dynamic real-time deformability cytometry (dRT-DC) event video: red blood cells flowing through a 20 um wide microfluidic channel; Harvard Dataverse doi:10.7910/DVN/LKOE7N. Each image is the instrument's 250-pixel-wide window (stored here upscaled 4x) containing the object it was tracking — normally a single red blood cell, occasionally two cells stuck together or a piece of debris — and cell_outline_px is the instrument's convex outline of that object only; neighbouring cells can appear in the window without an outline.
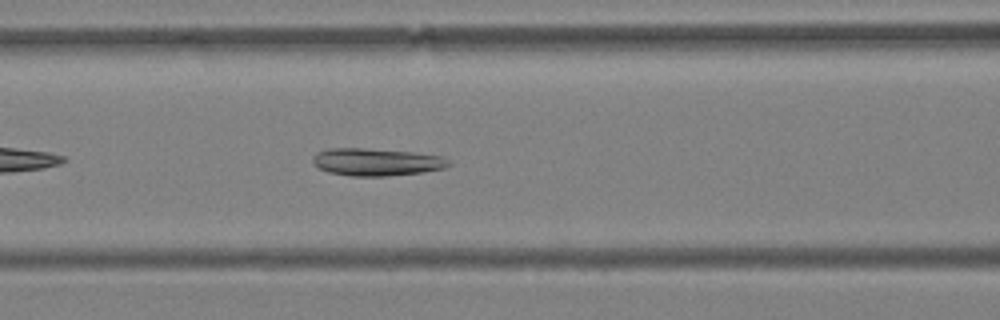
{"species": "Egyptian fruit bat (a non-hibernating species)", "species_latin": "Rousettus aegyptiacus", "temperature_condition": "warm", "stored_images_in_passage": 43, "camera_frame_rate_fps": 3000, "um_per_image_px": 0.085, "animal": {"sex": "female"}, "frame": {"image": 1, "passage_image": 9, "time_ms": 2.667, "image_size_px": [1000, 320], "cell_outline_px": [[452, 164], [444, 168], [420, 172], [388, 176], [352, 176], [328, 172], [316, 168], [312, 164], [312, 160], [316, 152], [328, 148], [364, 148], [412, 152], [440, 156], [448, 160]], "centroid_in_image_um": [31.93, 13.77], "position_along_channel_um": 134.7, "area_um2": 21.79}}
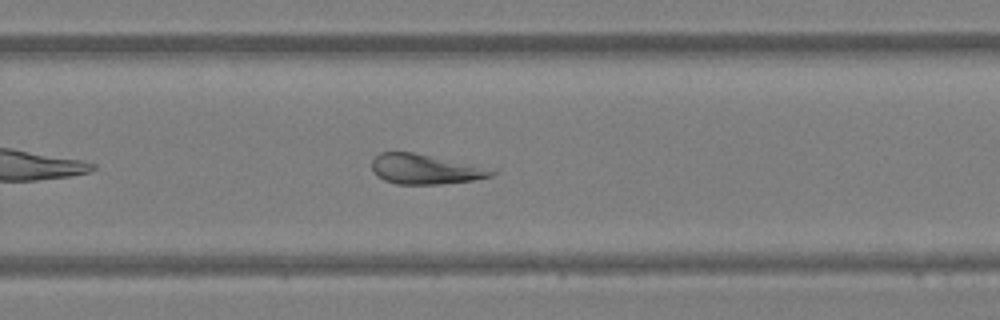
{"frame": {"image": 2, "passage_image": 23, "time_ms": 7.333, "image_size_px": [1000, 320], "cell_outline_px": [[500, 172], [492, 176], [472, 180], [440, 184], [396, 184], [384, 180], [376, 176], [372, 172], [372, 160], [380, 152], [412, 152], [476, 164], [496, 168]], "centroid_in_image_um": [36.21, 14.37], "position_along_channel_um": 293.6, "area_um2": 21.33}}
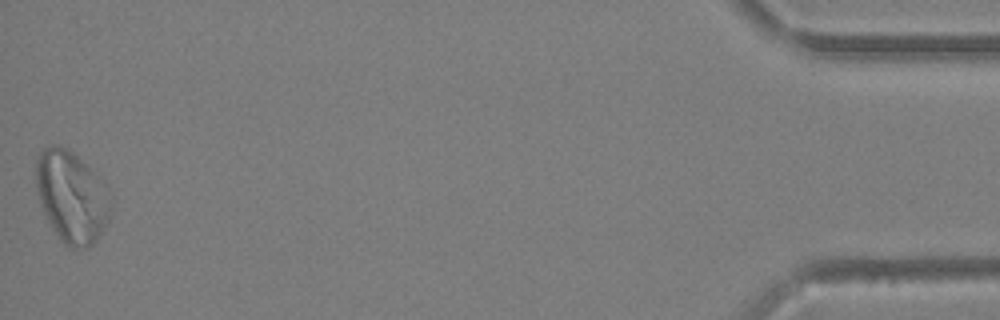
{"frame": {"image": 3, "passage_image": 43, "time_ms": 14.0, "image_size_px": [1000, 320], "cell_outline_px": [[112, 204], [108, 220], [96, 240], [88, 248], [68, 248], [60, 240], [48, 224], [40, 204], [36, 192], [36, 160], [40, 152], [48, 144], [56, 144], [68, 148], [96, 176], [112, 196]], "centroid_in_image_um": [6.05, 16.75], "position_along_channel_um": 429.2, "area_um2": 40.0}, "authors_computed_cell_mechanics": {"area_um2": 22.0796, "velocity_mm_per_s": 3.4203, "shape_relaxation_time_tau1_ms": null, "shape_relaxation_time_tau2_ms": 1.4479, "deformation_change_tau1": null, "deformation_change_tau2": 0.0975}}